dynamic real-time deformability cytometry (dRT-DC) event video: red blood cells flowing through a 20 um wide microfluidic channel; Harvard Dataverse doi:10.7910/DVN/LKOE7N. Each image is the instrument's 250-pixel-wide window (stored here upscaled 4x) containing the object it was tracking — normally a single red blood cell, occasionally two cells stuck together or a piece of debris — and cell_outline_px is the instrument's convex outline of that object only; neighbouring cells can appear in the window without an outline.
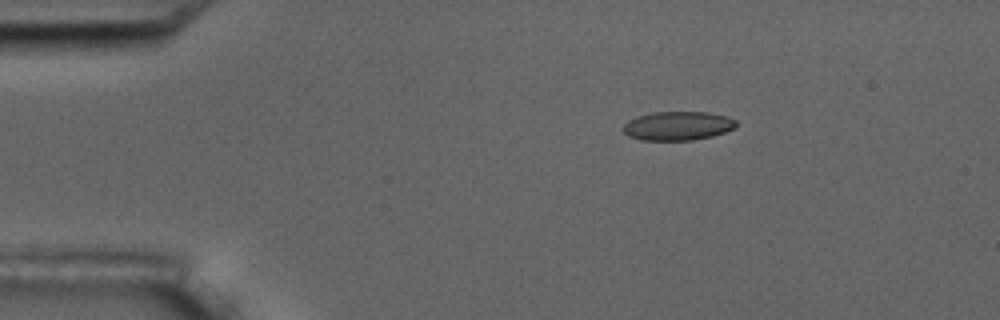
{"species": "common noctule bat (a hibernating species)", "species_latin": "Nyctalus noctula", "temperature_condition": "room temperature", "stored_images_in_passage": 3, "camera_frame_rate_fps": 3000, "um_per_image_px": 0.085, "animal": {"sex": "male", "body_mass_g": 17.5, "forearm_length_mm": 52.3}, "frame": {"image": 1, "passage_image": 1, "time_ms": 0.0, "image_size_px": [1000, 320], "cell_outline_px": [[736, 128], [712, 136], [692, 140], [640, 140], [628, 136], [620, 128], [628, 120], [636, 116], [652, 112], [708, 112], [728, 116], [736, 120]], "centroid_in_image_um": [57.58, 10.69], "position_along_channel_um": 27.4, "area_um2": 19.25}}